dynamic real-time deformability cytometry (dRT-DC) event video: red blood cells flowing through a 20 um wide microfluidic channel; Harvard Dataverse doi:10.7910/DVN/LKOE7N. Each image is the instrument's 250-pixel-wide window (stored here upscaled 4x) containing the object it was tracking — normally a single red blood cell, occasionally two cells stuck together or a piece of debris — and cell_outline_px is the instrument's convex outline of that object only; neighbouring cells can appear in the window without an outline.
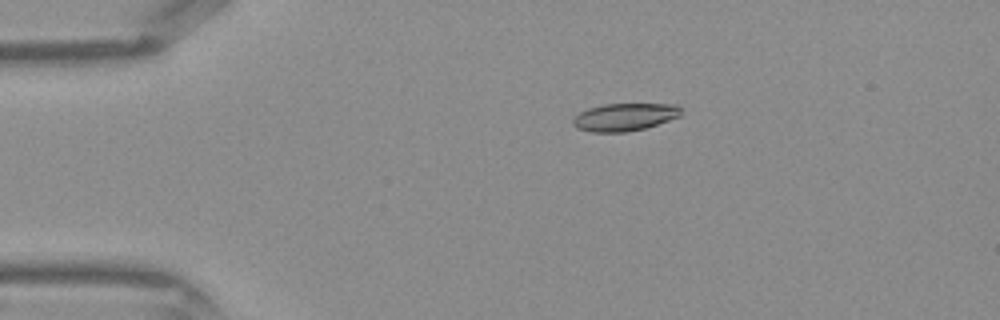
{"species": "Egyptian fruit bat (a non-hibernating species)", "species_latin": "Rousettus aegyptiacus", "temperature_condition": "warm", "stored_images_in_passage": 35, "camera_frame_rate_fps": 3000, "um_per_image_px": 0.085, "frame": {"image": 1, "passage_image": 1, "time_ms": 0.0, "image_size_px": [1000, 320], "cell_outline_px": [[680, 116], [644, 128], [624, 132], [592, 132], [576, 128], [572, 124], [572, 116], [588, 108], [604, 104], [676, 104], [680, 108]], "centroid_in_image_um": [53.02, 9.94], "position_along_channel_um": 32.0, "area_um2": 17.34}}
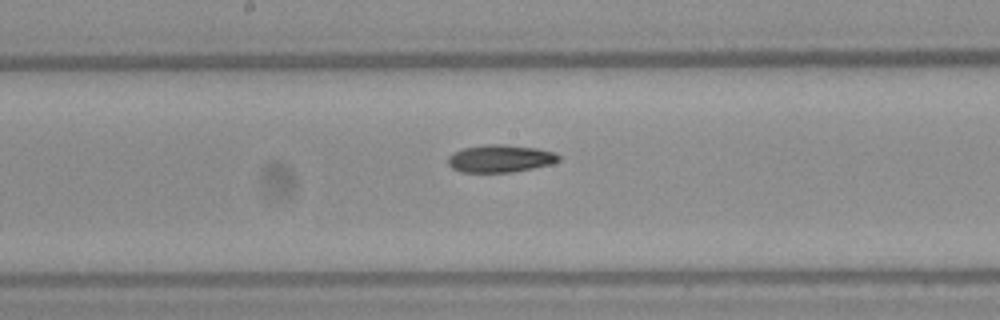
{"frame": {"image": 2, "passage_image": 15, "time_ms": 4.667, "image_size_px": [1000, 320], "cell_outline_px": [[560, 160], [552, 164], [512, 172], [460, 172], [452, 168], [448, 164], [448, 156], [452, 152], [464, 148], [484, 144], [504, 144], [536, 148], [556, 152], [560, 156]], "centroid_in_image_um": [42.51, 13.47], "position_along_channel_um": 205.7, "area_um2": 17.92}}
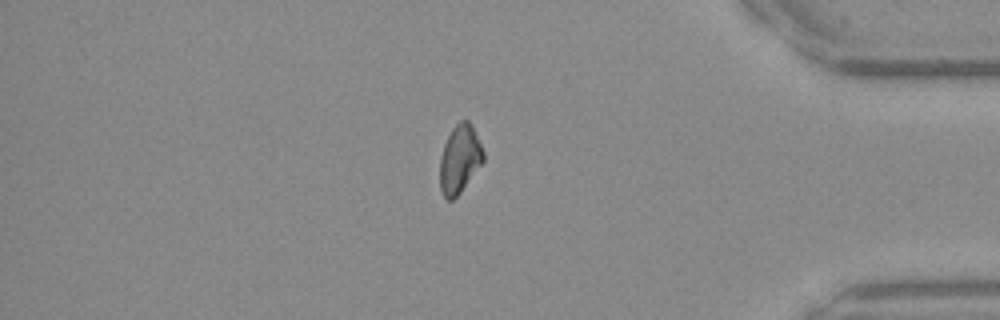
{"frame": {"image": 3, "passage_image": 29, "time_ms": 9.333, "image_size_px": [1000, 320], "cell_outline_px": [[484, 160], [460, 192], [452, 200], [448, 200], [444, 196], [440, 188], [440, 156], [444, 144], [452, 128], [460, 120], [468, 120], [484, 152]], "centroid_in_image_um": [39.05, 13.53], "position_along_channel_um": 396.2, "area_um2": 16.88}}